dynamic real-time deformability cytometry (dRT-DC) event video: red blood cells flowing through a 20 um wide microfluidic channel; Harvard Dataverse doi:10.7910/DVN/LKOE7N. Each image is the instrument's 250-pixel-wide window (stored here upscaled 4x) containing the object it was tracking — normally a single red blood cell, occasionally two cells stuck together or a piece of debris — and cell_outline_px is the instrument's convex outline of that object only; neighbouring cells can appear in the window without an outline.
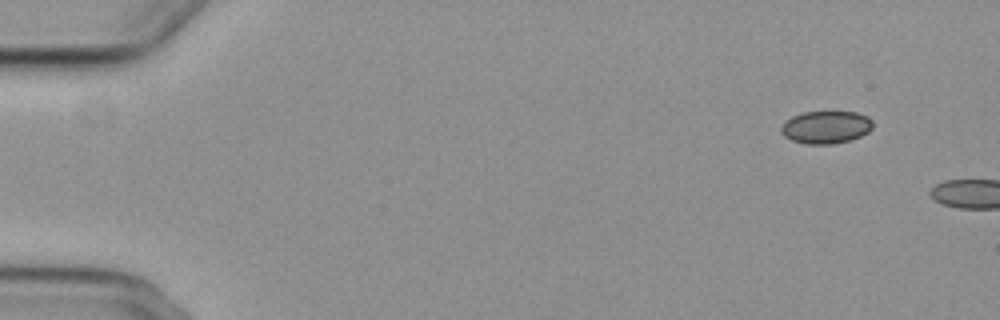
{"species": "common noctule bat (a hibernating species)", "species_latin": "Nyctalus noctula", "temperature_condition": "cold", "stored_images_in_passage": 2, "camera_frame_rate_fps": 3000, "um_per_image_px": 0.085, "animal": {"sex": "female", "body_mass_g": 29.2, "forearm_length_mm": 56.3}, "frame": {"image": 1, "passage_image": 1, "time_ms": 0.0, "image_size_px": [1000, 320], "cell_outline_px": [[872, 128], [868, 132], [860, 136], [848, 140], [832, 144], [804, 144], [792, 140], [784, 136], [780, 132], [780, 128], [784, 120], [792, 116], [804, 112], [856, 112], [868, 116], [872, 120]], "centroid_in_image_um": [70.17, 10.81], "position_along_channel_um": 14.8, "area_um2": 17.51}}